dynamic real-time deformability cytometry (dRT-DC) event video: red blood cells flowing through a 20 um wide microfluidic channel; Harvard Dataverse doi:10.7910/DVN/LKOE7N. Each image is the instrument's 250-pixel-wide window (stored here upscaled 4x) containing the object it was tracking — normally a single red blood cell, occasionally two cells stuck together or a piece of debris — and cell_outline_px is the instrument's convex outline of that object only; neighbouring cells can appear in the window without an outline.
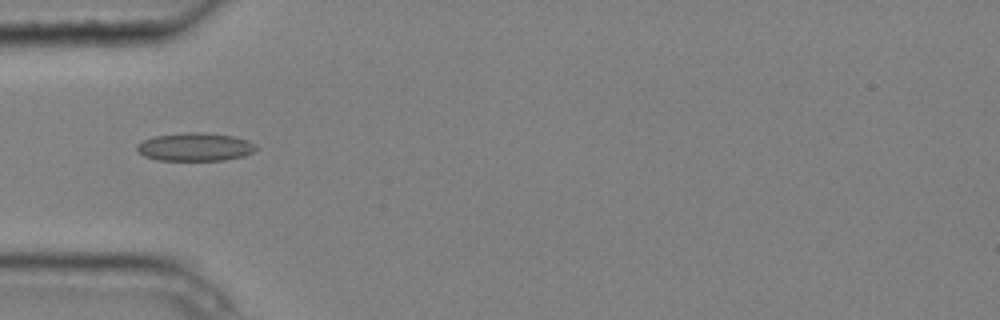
{"species": "common noctule bat (a hibernating species)", "species_latin": "Nyctalus noctula", "temperature_condition": "cold", "stored_images_in_passage": 6, "camera_frame_rate_fps": 3000, "um_per_image_px": 0.085, "animal": {"sex": "male", "body_mass_g": 20.4}, "frame": {"image": 1, "passage_image": 4, "time_ms": 1.0, "image_size_px": [1000, 320], "cell_outline_px": [[256, 148], [252, 152], [244, 156], [224, 160], [156, 160], [144, 156], [136, 148], [136, 144], [152, 136], [184, 132], [204, 132], [232, 136], [248, 140], [256, 144]], "centroid_in_image_um": [16.56, 12.48], "position_along_channel_um": 68.4, "area_um2": 19.65}}
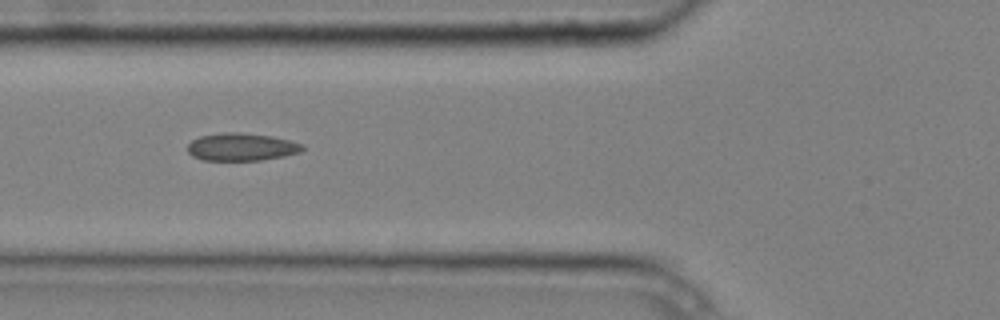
{"frame": {"image": 2, "passage_image": 5, "time_ms": 1.333, "image_size_px": [1000, 320], "cell_outline_px": [[304, 148], [300, 152], [284, 156], [260, 160], [204, 160], [192, 156], [188, 152], [188, 144], [192, 140], [200, 136], [224, 132], [240, 132], [272, 136], [304, 144]], "centroid_in_image_um": [20.53, 12.48], "position_along_channel_um": 105.3, "area_um2": 18.5}}
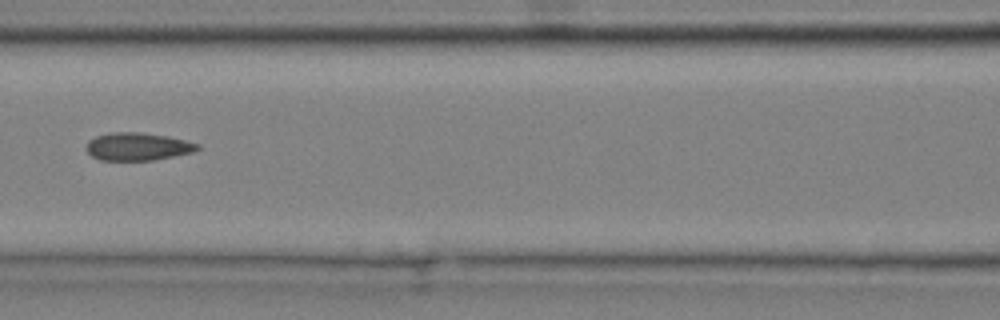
{"frame": {"image": 3, "passage_image": 6, "time_ms": 1.667, "image_size_px": [1000, 320], "cell_outline_px": [[200, 148], [192, 152], [152, 160], [100, 160], [92, 156], [84, 148], [88, 140], [96, 136], [112, 132], [140, 132], [168, 136], [200, 144]], "centroid_in_image_um": [11.66, 12.45], "position_along_channel_um": 154.9, "area_um2": 17.98}}